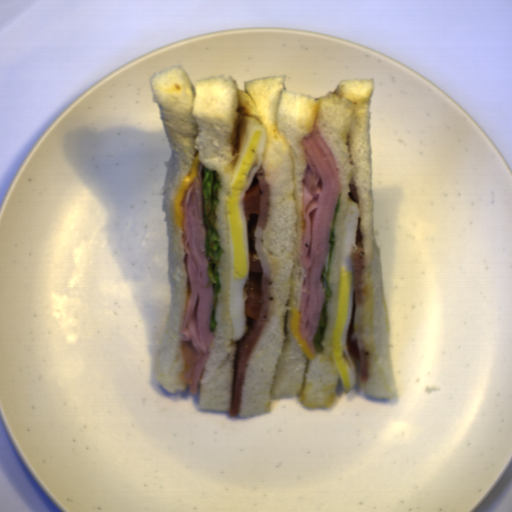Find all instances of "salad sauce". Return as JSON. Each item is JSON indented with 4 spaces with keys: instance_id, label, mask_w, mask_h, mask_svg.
Listing matches in <instances>:
<instances>
[{
    "instance_id": "1",
    "label": "salad sauce",
    "mask_w": 512,
    "mask_h": 512,
    "mask_svg": "<svg viewBox=\"0 0 512 512\" xmlns=\"http://www.w3.org/2000/svg\"><path fill=\"white\" fill-rule=\"evenodd\" d=\"M349 200H357L360 213H361V199L359 194L358 186L353 178V176H350V194H349Z\"/></svg>"
}]
</instances>
